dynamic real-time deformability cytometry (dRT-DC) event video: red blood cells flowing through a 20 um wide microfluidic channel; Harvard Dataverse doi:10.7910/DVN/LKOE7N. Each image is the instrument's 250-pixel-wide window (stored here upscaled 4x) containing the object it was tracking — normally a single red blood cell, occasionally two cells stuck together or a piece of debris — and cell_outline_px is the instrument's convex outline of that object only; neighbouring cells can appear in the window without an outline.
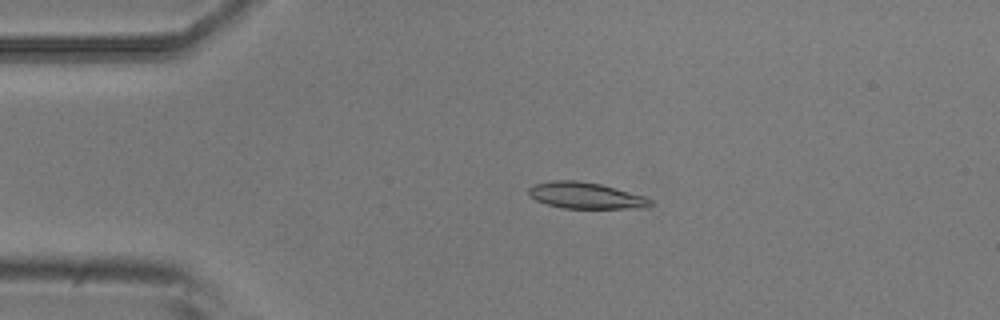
{"species": "common noctule bat (a hibernating species)", "species_latin": "Nyctalus noctula", "temperature_condition": "room temperature", "stored_images_in_passage": 4, "camera_frame_rate_fps": 3000, "um_per_image_px": 0.085, "animal": {"sex": "male", "body_mass_g": 20.5, "forearm_length_mm": 52.5}, "frame": {"image": 1, "passage_image": 3, "time_ms": 0.667, "image_size_px": [1000, 320], "cell_outline_px": [[652, 208], [564, 208], [548, 204], [536, 200], [528, 196], [528, 188], [532, 184], [552, 180], [576, 180], [600, 184], [616, 188], [644, 196], [652, 200]], "centroid_in_image_um": [49.78, 16.62], "position_along_channel_um": 35.2, "area_um2": 18.79}}